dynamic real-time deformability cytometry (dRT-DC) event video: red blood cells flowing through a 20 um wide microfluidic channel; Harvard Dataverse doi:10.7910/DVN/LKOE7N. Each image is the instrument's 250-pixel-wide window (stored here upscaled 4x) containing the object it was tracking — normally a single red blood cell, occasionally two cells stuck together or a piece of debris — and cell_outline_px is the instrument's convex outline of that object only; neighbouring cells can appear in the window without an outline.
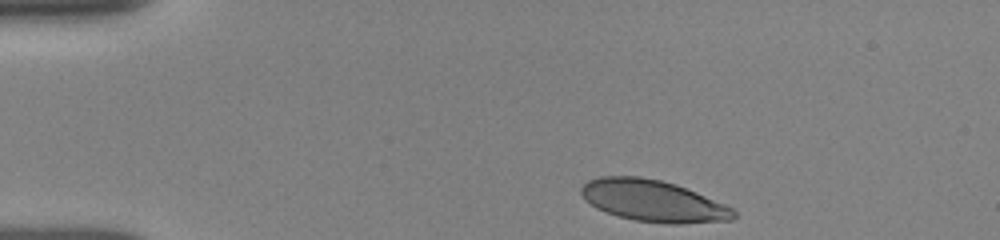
{"species": "human", "species_latin": "Homo sapiens", "temperature_condition": "room temperature", "stored_images_in_passage": 29, "camera_frame_rate_fps": 3000, "um_per_image_px": 0.085, "donor": {"sex": "female"}, "frame": {"image": 1, "passage_image": 1, "time_ms": 0.0, "image_size_px": [1000, 240], "cell_outline_px": [[736, 216], [732, 220], [680, 224], [668, 224], [636, 220], [620, 216], [596, 208], [584, 200], [580, 192], [580, 188], [588, 180], [600, 176], [640, 176], [660, 180], [676, 184], [696, 192], [724, 204], [732, 208], [736, 212]], "centroid_in_image_um": [55.5, 17.07], "position_along_channel_um": 29.5, "area_um2": 36.88}}
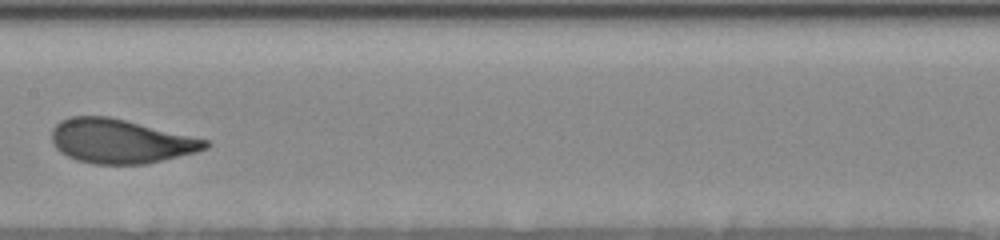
{"frame": {"image": 2, "passage_image": 17, "time_ms": 6.0, "image_size_px": [1000, 240], "cell_outline_px": [[212, 144], [208, 148], [196, 152], [144, 164], [92, 164], [76, 160], [60, 152], [52, 144], [52, 128], [60, 120], [72, 116], [108, 116], [208, 140]], "centroid_in_image_um": [10.21, 12.0], "position_along_channel_um": 197.2, "area_um2": 39.36}}
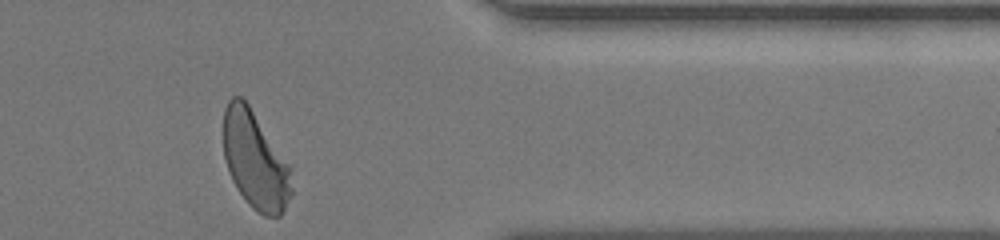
{"frame": {"image": 3, "passage_image": 28, "time_ms": 11.333, "image_size_px": [1000, 240], "cell_outline_px": [[292, 192], [280, 216], [264, 216], [256, 212], [248, 204], [236, 188], [232, 180], [224, 160], [224, 108], [228, 100], [232, 96], [240, 96], [248, 104], [292, 168]], "centroid_in_image_um": [21.69, 13.64], "position_along_channel_um": 389.7, "area_um2": 38.78}, "authors_computed_cell_mechanics": {"area_um2": 38.9572, "velocity_mm_per_s": 3.8777, "shape_relaxation_time_tau1_ms": 3.1599, "shape_relaxation_time_tau2_ms": null, "deformation_change_tau1": 0.1521, "deformation_change_tau2": null}}